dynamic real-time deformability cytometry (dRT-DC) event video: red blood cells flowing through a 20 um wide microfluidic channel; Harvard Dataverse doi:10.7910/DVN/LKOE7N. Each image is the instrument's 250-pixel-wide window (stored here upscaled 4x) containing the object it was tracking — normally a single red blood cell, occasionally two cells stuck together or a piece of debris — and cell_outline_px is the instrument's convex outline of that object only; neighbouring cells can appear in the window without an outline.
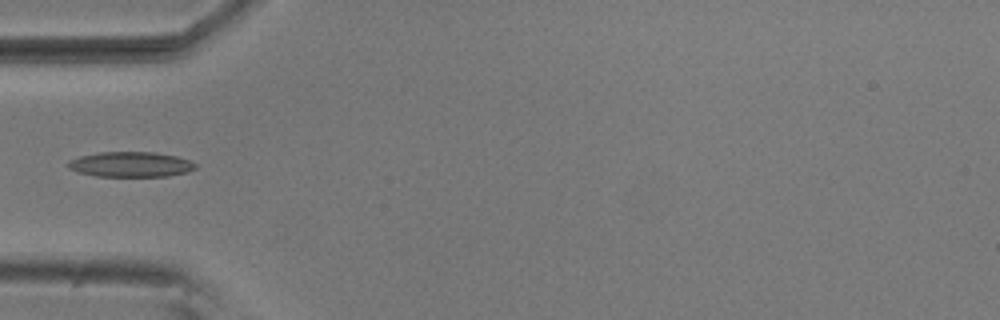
{"species": "common noctule bat (a hibernating species)", "species_latin": "Nyctalus noctula", "temperature_condition": "room temperature", "stored_images_in_passage": 1, "camera_frame_rate_fps": 3000, "um_per_image_px": 0.085, "animal": {"sex": "male", "body_mass_g": 20.5, "forearm_length_mm": 52.5}, "frame": {"image": 1, "passage_image": 1, "time_ms": 0.0, "image_size_px": [1000, 320], "cell_outline_px": [[196, 168], [188, 172], [168, 176], [96, 176], [80, 172], [68, 168], [68, 160], [80, 156], [100, 152], [156, 152], [176, 156], [188, 160], [196, 164]], "centroid_in_image_um": [11.12, 13.97], "position_along_channel_um": 73.9, "area_um2": 18.61}}